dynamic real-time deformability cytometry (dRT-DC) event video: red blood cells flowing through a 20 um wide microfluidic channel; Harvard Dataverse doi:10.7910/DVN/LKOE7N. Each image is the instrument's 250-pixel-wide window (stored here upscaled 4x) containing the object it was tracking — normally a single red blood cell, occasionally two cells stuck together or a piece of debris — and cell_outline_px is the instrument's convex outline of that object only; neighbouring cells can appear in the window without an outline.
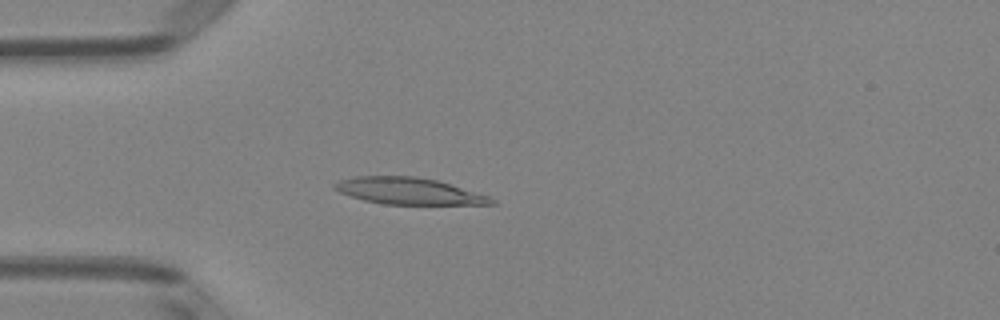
{"species": "Egyptian fruit bat (a non-hibernating species)", "species_latin": "Rousettus aegyptiacus", "temperature_condition": "room temperature", "stored_images_in_passage": 37, "camera_frame_rate_fps": 3000, "um_per_image_px": 0.085, "animal": {"sex": "female"}, "frame": {"image": 1, "passage_image": 1, "time_ms": 0.0, "image_size_px": [1000, 320], "cell_outline_px": [[496, 204], [384, 204], [364, 200], [340, 192], [332, 188], [332, 184], [340, 180], [356, 176], [416, 176], [436, 180], [488, 196], [496, 200]], "centroid_in_image_um": [34.7, 16.23], "position_along_channel_um": 50.3, "area_um2": 24.04}}
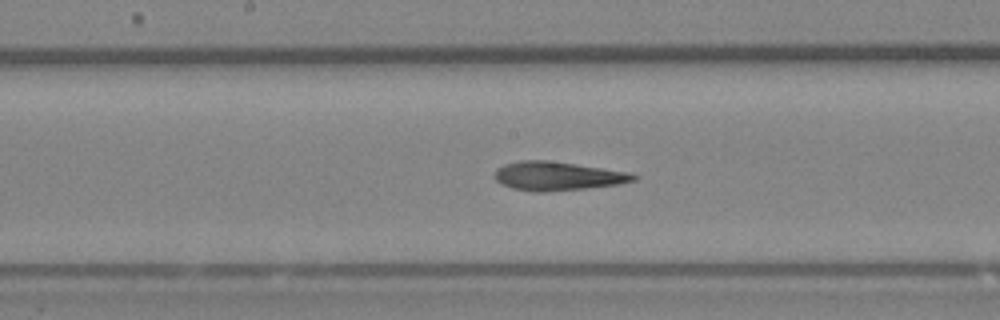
{"frame": {"image": 2, "passage_image": 13, "time_ms": 4.0, "image_size_px": [1000, 320], "cell_outline_px": [[640, 176], [636, 180], [620, 184], [588, 188], [544, 192], [532, 192], [512, 188], [500, 184], [492, 176], [496, 168], [504, 164], [520, 160], [548, 160], [632, 172]], "centroid_in_image_um": [47.39, 14.96], "position_along_channel_um": 200.8, "area_um2": 23.76}}
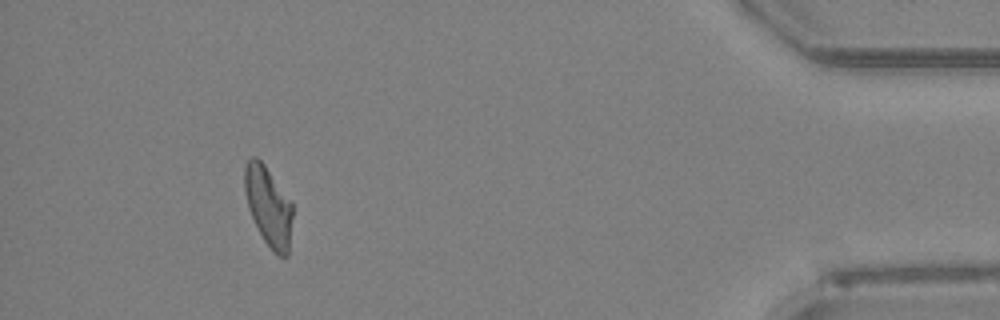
{"frame": {"image": 3, "passage_image": 33, "time_ms": 10.667, "image_size_px": [1000, 320], "cell_outline_px": [[292, 216], [288, 256], [276, 256], [272, 252], [264, 240], [248, 208], [244, 192], [244, 168], [248, 160], [252, 156], [256, 156], [264, 164], [292, 200]], "centroid_in_image_um": [22.82, 17.52], "position_along_channel_um": 412.4, "area_um2": 22.37}, "authors_computed_cell_mechanics": {"area_um2": 23.0622, "velocity_mm_per_s": 4.0735, "shape_relaxation_time_tau1_ms": null, "shape_relaxation_time_tau2_ms": 2.3769, "deformation_change_tau1": null, "deformation_change_tau2": 0.1148}}